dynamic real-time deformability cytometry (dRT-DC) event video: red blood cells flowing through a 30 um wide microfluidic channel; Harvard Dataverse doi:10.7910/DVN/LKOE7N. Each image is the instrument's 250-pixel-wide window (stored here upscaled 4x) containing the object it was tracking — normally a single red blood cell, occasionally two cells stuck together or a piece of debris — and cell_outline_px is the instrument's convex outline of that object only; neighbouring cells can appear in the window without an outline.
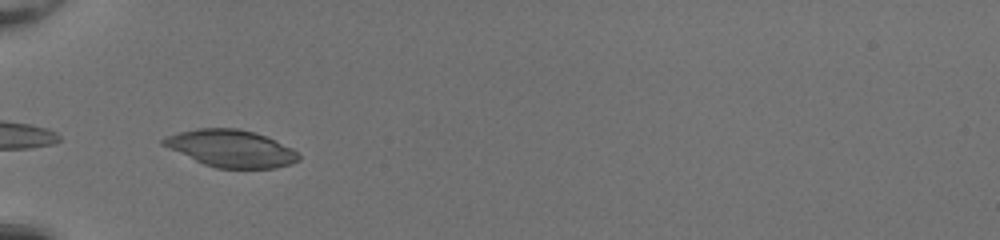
{"species": "common noctule bat (a hibernating species)", "species_latin": "Nyctalus noctula", "temperature_condition": "room temperature", "stored_images_in_passage": 29, "camera_frame_rate_fps": 3000, "um_per_image_px": 0.085, "animal": {"sex": "female", "body_mass_g": 20.0, "forearm_length_mm": 54.0}, "frame": {"image": 1, "passage_image": 1, "time_ms": 0.0, "image_size_px": [1000, 240], "cell_outline_px": [[300, 160], [292, 164], [276, 168], [216, 168], [204, 164], [160, 144], [160, 140], [164, 136], [196, 128], [240, 128], [264, 136], [292, 148], [300, 152]], "centroid_in_image_um": [19.64, 12.62], "position_along_channel_um": 65.4, "area_um2": 29.25}}
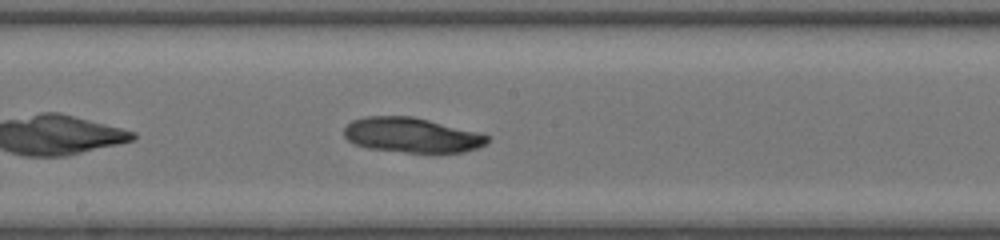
{"frame": {"image": 2, "passage_image": 12, "time_ms": 3.667, "image_size_px": [1000, 240], "cell_outline_px": [[488, 140], [480, 148], [464, 152], [404, 152], [368, 148], [356, 144], [348, 140], [344, 136], [344, 128], [352, 120], [364, 116], [412, 116], [480, 132], [488, 136]], "centroid_in_image_um": [35.0, 11.48], "position_along_channel_um": 213.2, "area_um2": 29.13}}
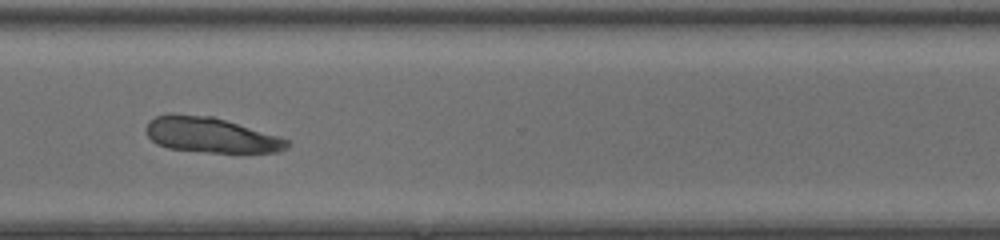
{"frame": {"image": 3, "passage_image": 22, "time_ms": 7.0, "image_size_px": [1000, 240], "cell_outline_px": [[292, 144], [288, 148], [276, 152], [204, 152], [168, 148], [156, 144], [148, 136], [144, 128], [148, 120], [156, 116], [168, 112], [172, 112], [212, 116], [280, 136], [292, 140]], "centroid_in_image_um": [17.9, 11.46], "position_along_channel_um": 352.7, "area_um2": 29.54}}